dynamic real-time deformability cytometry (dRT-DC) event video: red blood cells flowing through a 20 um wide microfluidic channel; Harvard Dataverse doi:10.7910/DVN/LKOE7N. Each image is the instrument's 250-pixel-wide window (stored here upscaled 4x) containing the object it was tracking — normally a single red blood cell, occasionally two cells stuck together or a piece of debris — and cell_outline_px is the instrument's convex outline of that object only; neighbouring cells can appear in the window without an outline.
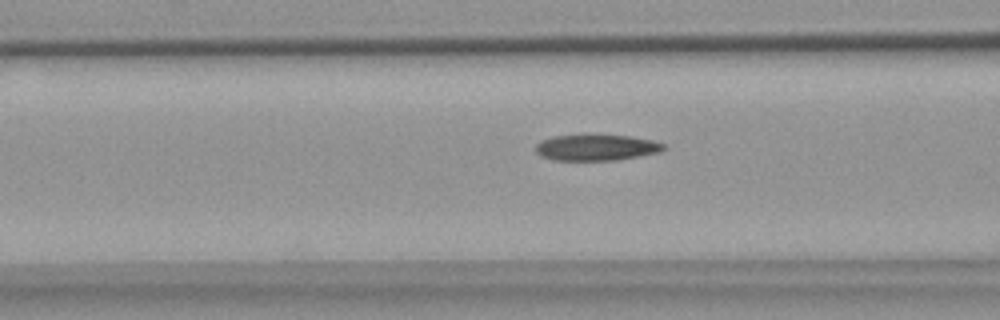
{"species": "common noctule bat (a hibernating species)", "species_latin": "Nyctalus noctula", "temperature_condition": "warm", "stored_images_in_passage": 27, "camera_frame_rate_fps": 3000, "um_per_image_px": 0.085, "animal": {"sex": "female", "body_mass_g": 18.4}, "frame": {"image": 1, "passage_image": 14, "time_ms": 4.333, "image_size_px": [1000, 320], "cell_outline_px": [[668, 148], [660, 152], [640, 156], [616, 160], [552, 160], [540, 156], [536, 152], [536, 144], [540, 140], [552, 136], [580, 132], [632, 136], [652, 140], [664, 144]], "centroid_in_image_um": [50.66, 12.49], "position_along_channel_um": 115.9, "area_um2": 20.46}}
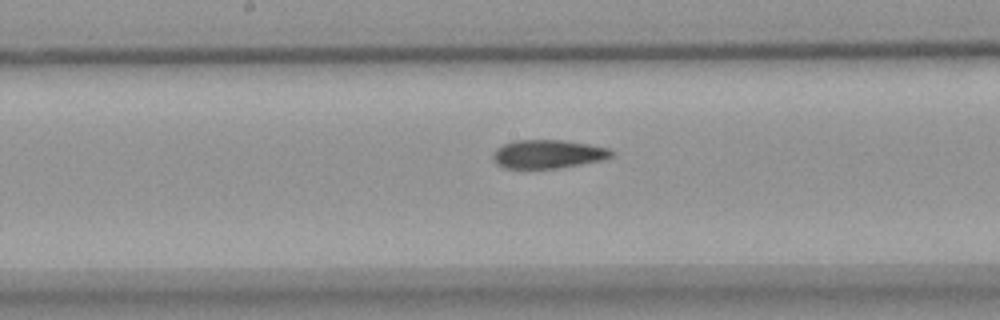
{"frame": {"image": 2, "passage_image": 21, "time_ms": 6.667, "image_size_px": [1000, 320], "cell_outline_px": [[616, 152], [612, 156], [604, 160], [560, 168], [504, 168], [496, 164], [492, 160], [492, 152], [496, 148], [512, 140], [564, 140], [588, 144], [608, 148]], "centroid_in_image_um": [46.56, 13.09], "position_along_channel_um": 201.6, "area_um2": 20.0}}
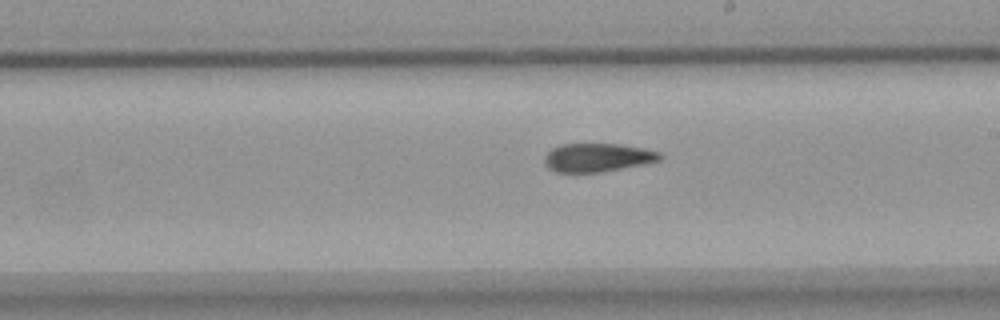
{"frame": {"image": 3, "passage_image": 24, "time_ms": 7.667, "image_size_px": [1000, 320], "cell_outline_px": [[664, 156], [660, 160], [644, 164], [600, 172], [556, 172], [548, 168], [544, 164], [544, 156], [552, 148], [560, 144], [616, 144], [644, 148], [660, 152]], "centroid_in_image_um": [50.78, 13.39], "position_along_channel_um": 238.2, "area_um2": 19.19}}